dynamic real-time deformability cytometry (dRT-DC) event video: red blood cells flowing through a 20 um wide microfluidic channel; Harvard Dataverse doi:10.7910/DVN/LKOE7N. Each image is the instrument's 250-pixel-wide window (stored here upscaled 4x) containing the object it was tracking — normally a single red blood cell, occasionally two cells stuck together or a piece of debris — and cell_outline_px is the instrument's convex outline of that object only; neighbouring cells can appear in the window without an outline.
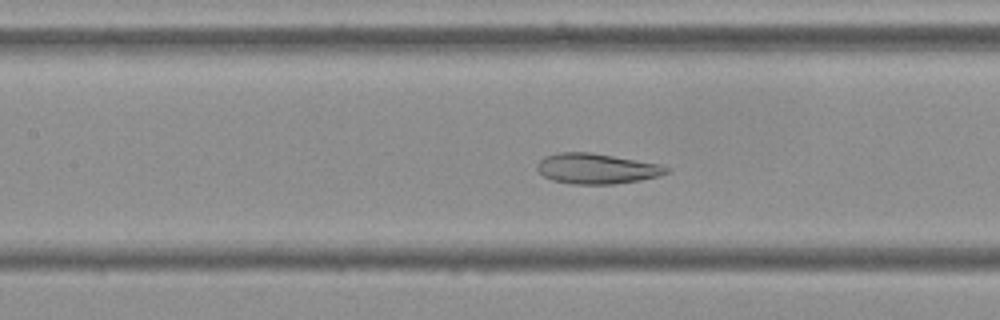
{"species": "Egyptian fruit bat (a non-hibernating species)", "species_latin": "Rousettus aegyptiacus", "temperature_condition": "cold", "stored_images_in_passage": 48, "camera_frame_rate_fps": 3000, "um_per_image_px": 0.085, "frame": {"image": 1, "passage_image": 17, "time_ms": 5.333, "image_size_px": [1000, 320], "cell_outline_px": [[672, 172], [660, 176], [640, 180], [612, 184], [572, 184], [552, 180], [544, 176], [536, 168], [536, 164], [544, 156], [556, 152], [592, 152], [660, 164], [672, 168]], "centroid_in_image_um": [50.74, 14.32], "position_along_channel_um": 156.7, "area_um2": 23.18}}
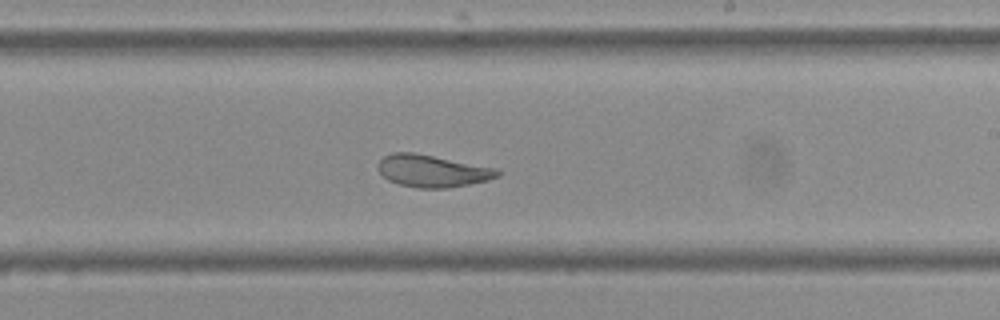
{"frame": {"image": 2, "passage_image": 25, "time_ms": 8.0, "image_size_px": [1000, 320], "cell_outline_px": [[500, 176], [488, 180], [448, 188], [416, 188], [400, 184], [388, 180], [376, 168], [376, 164], [384, 156], [392, 152], [412, 152], [500, 168]], "centroid_in_image_um": [36.76, 14.52], "position_along_channel_um": 252.2, "area_um2": 22.6}}
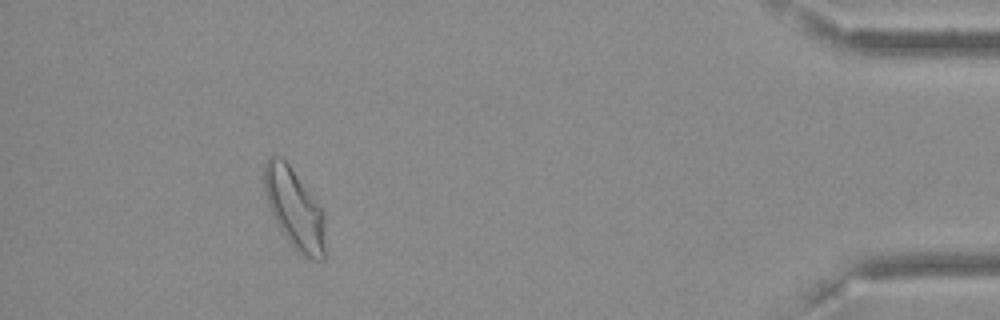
{"frame": {"image": 3, "passage_image": 43, "time_ms": 14.0, "image_size_px": [1000, 320], "cell_outline_px": [[324, 260], [312, 260], [300, 256], [292, 248], [276, 224], [268, 204], [264, 188], [264, 164], [268, 156], [280, 156], [288, 164], [324, 212]], "centroid_in_image_um": [25.01, 17.8], "position_along_channel_um": 410.2, "area_um2": 28.5}, "authors_computed_cell_mechanics": {"area_um2": 25.143, "velocity_mm_per_s": 3.5986, "shape_relaxation_time_tau1_ms": null, "shape_relaxation_time_tau2_ms": 1.5936, "deformation_change_tau1": null, "deformation_change_tau2": 0.0926}}